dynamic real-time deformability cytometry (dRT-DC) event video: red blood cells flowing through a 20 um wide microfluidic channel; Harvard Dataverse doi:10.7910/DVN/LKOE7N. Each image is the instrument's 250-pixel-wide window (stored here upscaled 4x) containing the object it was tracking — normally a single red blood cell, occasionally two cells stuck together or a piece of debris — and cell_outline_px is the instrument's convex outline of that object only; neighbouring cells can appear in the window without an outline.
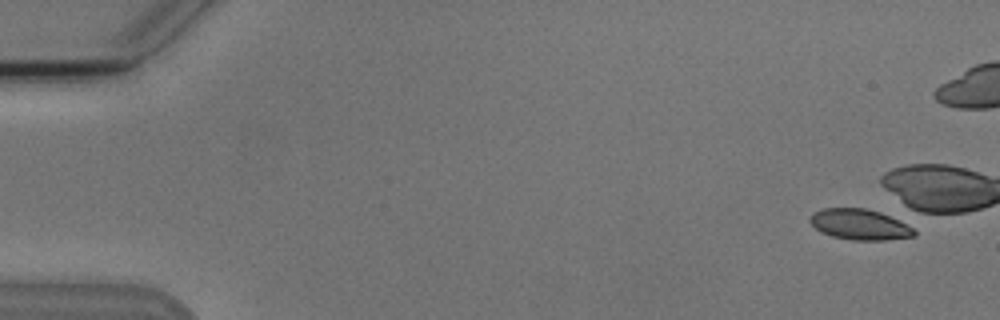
{"species": "Egyptian fruit bat (a non-hibernating species)", "species_latin": "Rousettus aegyptiacus", "temperature_condition": "cold", "stored_images_in_passage": 3, "camera_frame_rate_fps": 3000, "um_per_image_px": 0.085, "animal": {"sex": "male"}, "frame": {"image": 1, "passage_image": 2, "time_ms": 1.0, "image_size_px": [1000, 320], "cell_outline_px": [[916, 236], [884, 240], [852, 240], [832, 236], [820, 232], [808, 220], [812, 212], [824, 208], [864, 208], [880, 212], [912, 228], [916, 232]], "centroid_in_image_um": [73.02, 19.08], "position_along_channel_um": 12.0, "area_um2": 18.44}}